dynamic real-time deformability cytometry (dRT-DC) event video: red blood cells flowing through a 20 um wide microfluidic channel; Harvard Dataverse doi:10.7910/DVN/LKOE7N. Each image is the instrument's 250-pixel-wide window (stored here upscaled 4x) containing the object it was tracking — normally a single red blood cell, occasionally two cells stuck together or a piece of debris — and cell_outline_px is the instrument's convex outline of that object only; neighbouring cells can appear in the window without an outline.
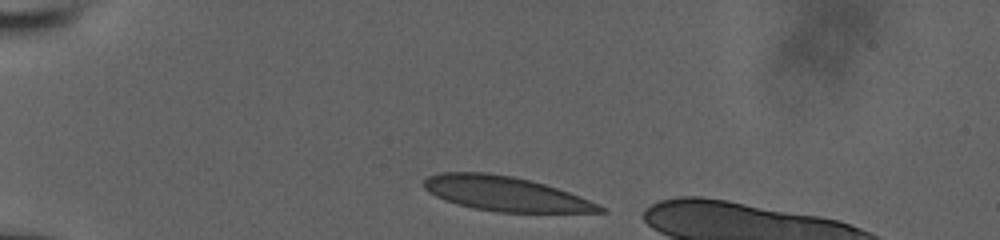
{"species": "human", "species_latin": "Homo sapiens", "temperature_condition": "room temperature", "stored_images_in_passage": 3, "camera_frame_rate_fps": 3000, "um_per_image_px": 0.085, "donor": {"sex": "male"}, "frame": {"image": 1, "passage_image": 1, "time_ms": 0.0, "image_size_px": [1000, 240], "cell_outline_px": [[608, 212], [496, 212], [472, 208], [456, 204], [444, 200], [428, 192], [424, 188], [424, 180], [428, 176], [440, 172], [484, 172], [512, 176], [544, 184], [580, 196], [600, 204]], "centroid_in_image_um": [42.93, 16.47], "position_along_channel_um": 42.1, "area_um2": 35.37}}